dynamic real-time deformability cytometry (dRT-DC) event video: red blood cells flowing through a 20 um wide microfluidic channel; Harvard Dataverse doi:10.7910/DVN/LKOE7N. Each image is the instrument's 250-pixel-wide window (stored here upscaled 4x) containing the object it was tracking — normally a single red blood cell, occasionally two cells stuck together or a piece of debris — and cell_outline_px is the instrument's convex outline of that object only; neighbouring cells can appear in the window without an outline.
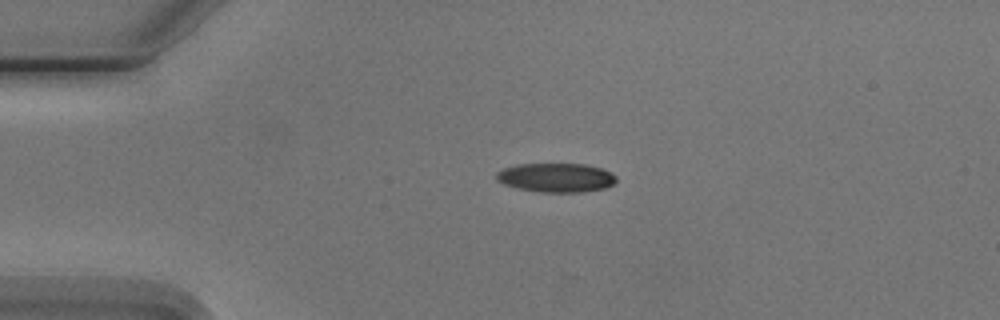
{"species": "Egyptian fruit bat (a non-hibernating species)", "species_latin": "Rousettus aegyptiacus", "temperature_condition": "cold", "stored_images_in_passage": 3, "camera_frame_rate_fps": 3000, "um_per_image_px": 0.085, "animal": {"sex": "male"}, "frame": {"image": 1, "passage_image": 1, "time_ms": 0.0, "image_size_px": [1000, 320], "cell_outline_px": [[616, 180], [612, 184], [604, 188], [584, 192], [540, 192], [516, 188], [504, 184], [496, 180], [496, 172], [504, 168], [516, 164], [584, 164], [600, 168], [612, 172], [616, 176]], "centroid_in_image_um": [47.25, 15.1], "position_along_channel_um": 37.8, "area_um2": 20.35}}
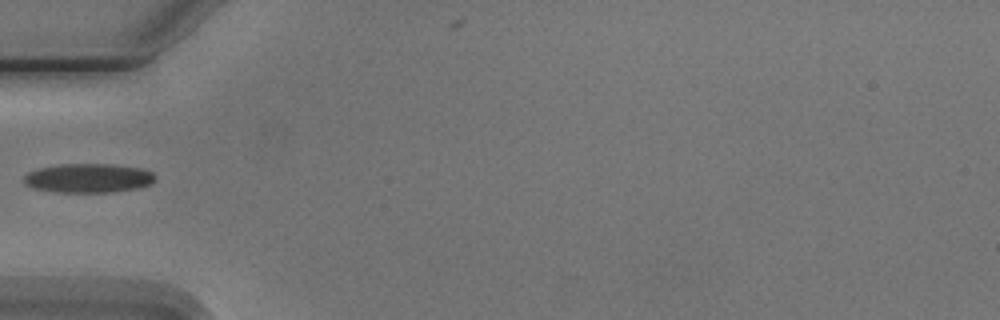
{"frame": {"image": 2, "passage_image": 2, "time_ms": 2.0, "image_size_px": [1000, 320], "cell_outline_px": [[156, 180], [152, 184], [136, 188], [112, 192], [56, 192], [36, 188], [24, 184], [24, 176], [28, 172], [40, 168], [60, 164], [112, 164], [144, 168], [152, 172], [156, 176]], "centroid_in_image_um": [7.56, 15.13], "position_along_channel_um": 77.4, "area_um2": 22.37}}